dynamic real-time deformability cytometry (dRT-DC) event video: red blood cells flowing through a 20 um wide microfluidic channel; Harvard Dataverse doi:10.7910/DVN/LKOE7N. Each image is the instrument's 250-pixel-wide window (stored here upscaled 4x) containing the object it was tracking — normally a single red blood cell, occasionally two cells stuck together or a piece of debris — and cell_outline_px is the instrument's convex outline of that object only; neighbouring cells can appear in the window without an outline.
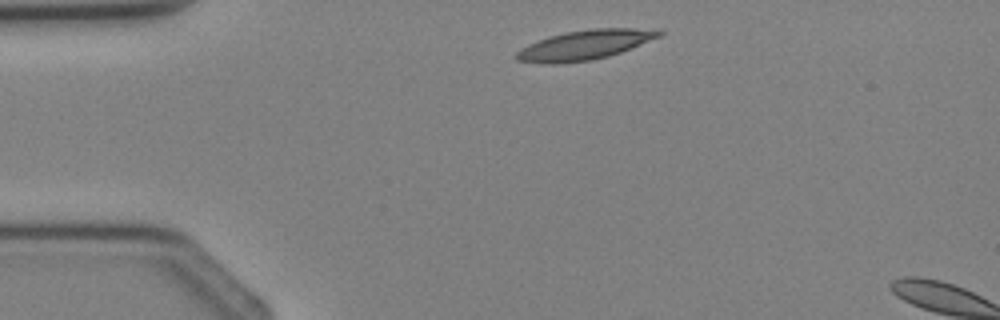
{"species": "Egyptian fruit bat (a non-hibernating species)", "species_latin": "Rousettus aegyptiacus", "temperature_condition": "cold", "stored_images_in_passage": 2, "camera_frame_rate_fps": 3000, "um_per_image_px": 0.085, "animal": {"sex": "female"}, "frame": {"image": 1, "passage_image": 1, "time_ms": 0.0, "image_size_px": [1000, 320], "cell_outline_px": [[664, 32], [660, 36], [620, 52], [608, 56], [592, 60], [556, 64], [548, 64], [516, 60], [516, 52], [520, 48], [528, 44], [548, 36], [564, 32], [592, 28], [632, 28]], "centroid_in_image_um": [49.62, 3.82], "position_along_channel_um": 35.4, "area_um2": 24.33}}